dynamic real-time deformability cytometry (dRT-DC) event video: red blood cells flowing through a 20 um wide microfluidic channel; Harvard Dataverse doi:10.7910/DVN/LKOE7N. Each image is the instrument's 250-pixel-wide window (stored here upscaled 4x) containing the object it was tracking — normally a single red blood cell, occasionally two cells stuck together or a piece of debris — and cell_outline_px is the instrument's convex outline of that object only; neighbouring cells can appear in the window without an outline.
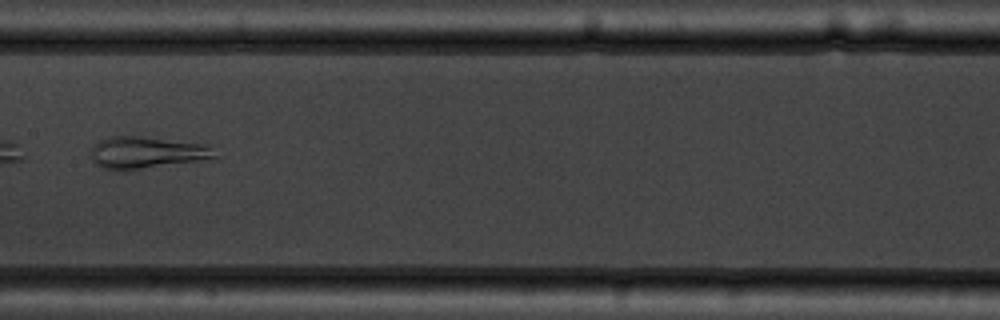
{"species": "common noctule bat (a hibernating species)", "species_latin": "Nyctalus noctula", "temperature_condition": "warm", "stored_images_in_passage": 5, "camera_frame_rate_fps": 3000, "um_per_image_px": 0.085, "animal": {"sex": "male", "body_mass_g": 19.5, "forearm_length_mm": 54.6}, "frame": {"image": 1, "passage_image": 5, "time_ms": 4.333, "image_size_px": [1000, 320], "cell_outline_px": [[216, 156], [212, 160], [124, 172], [120, 172], [104, 168], [96, 164], [92, 160], [92, 148], [100, 140], [112, 136], [136, 136], [208, 144]], "centroid_in_image_um": [12.51, 13.01], "position_along_channel_um": 194.9, "area_um2": 23.64}}